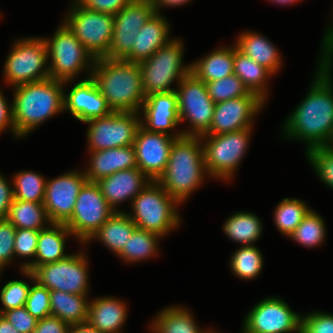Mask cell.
<instances>
[{
  "label": "cell",
  "instance_id": "1",
  "mask_svg": "<svg viewBox=\"0 0 333 333\" xmlns=\"http://www.w3.org/2000/svg\"><path fill=\"white\" fill-rule=\"evenodd\" d=\"M322 46L323 54L319 58L315 81L283 126L286 137L307 143L306 151L330 146L333 141V83L330 72L333 63V27L328 28Z\"/></svg>",
  "mask_w": 333,
  "mask_h": 333
},
{
  "label": "cell",
  "instance_id": "2",
  "mask_svg": "<svg viewBox=\"0 0 333 333\" xmlns=\"http://www.w3.org/2000/svg\"><path fill=\"white\" fill-rule=\"evenodd\" d=\"M90 77L108 106L116 112H139L145 101L139 63L124 59H95Z\"/></svg>",
  "mask_w": 333,
  "mask_h": 333
},
{
  "label": "cell",
  "instance_id": "3",
  "mask_svg": "<svg viewBox=\"0 0 333 333\" xmlns=\"http://www.w3.org/2000/svg\"><path fill=\"white\" fill-rule=\"evenodd\" d=\"M65 82L53 78L15 86L12 120L17 138L64 110Z\"/></svg>",
  "mask_w": 333,
  "mask_h": 333
},
{
  "label": "cell",
  "instance_id": "4",
  "mask_svg": "<svg viewBox=\"0 0 333 333\" xmlns=\"http://www.w3.org/2000/svg\"><path fill=\"white\" fill-rule=\"evenodd\" d=\"M200 136H182L172 144L168 164L157 180L178 203L202 184L206 174Z\"/></svg>",
  "mask_w": 333,
  "mask_h": 333
},
{
  "label": "cell",
  "instance_id": "5",
  "mask_svg": "<svg viewBox=\"0 0 333 333\" xmlns=\"http://www.w3.org/2000/svg\"><path fill=\"white\" fill-rule=\"evenodd\" d=\"M133 215L128 214L137 228L165 236L180 224L172 198L158 181H150L131 201Z\"/></svg>",
  "mask_w": 333,
  "mask_h": 333
},
{
  "label": "cell",
  "instance_id": "6",
  "mask_svg": "<svg viewBox=\"0 0 333 333\" xmlns=\"http://www.w3.org/2000/svg\"><path fill=\"white\" fill-rule=\"evenodd\" d=\"M183 42L172 39L167 45L159 48L148 59L141 61L143 89L145 97L153 93H169L175 91L171 84L177 80L179 83L186 75L191 73V64H182Z\"/></svg>",
  "mask_w": 333,
  "mask_h": 333
},
{
  "label": "cell",
  "instance_id": "7",
  "mask_svg": "<svg viewBox=\"0 0 333 333\" xmlns=\"http://www.w3.org/2000/svg\"><path fill=\"white\" fill-rule=\"evenodd\" d=\"M251 128L219 135L204 134V162L207 173L221 180H230L248 147Z\"/></svg>",
  "mask_w": 333,
  "mask_h": 333
},
{
  "label": "cell",
  "instance_id": "8",
  "mask_svg": "<svg viewBox=\"0 0 333 333\" xmlns=\"http://www.w3.org/2000/svg\"><path fill=\"white\" fill-rule=\"evenodd\" d=\"M72 4L63 23L94 59L107 58L113 38L114 15L85 9L75 0Z\"/></svg>",
  "mask_w": 333,
  "mask_h": 333
},
{
  "label": "cell",
  "instance_id": "9",
  "mask_svg": "<svg viewBox=\"0 0 333 333\" xmlns=\"http://www.w3.org/2000/svg\"><path fill=\"white\" fill-rule=\"evenodd\" d=\"M44 40L47 56L51 59L48 67L50 78L67 83L83 68H93L95 59L64 23L57 28L52 39Z\"/></svg>",
  "mask_w": 333,
  "mask_h": 333
},
{
  "label": "cell",
  "instance_id": "10",
  "mask_svg": "<svg viewBox=\"0 0 333 333\" xmlns=\"http://www.w3.org/2000/svg\"><path fill=\"white\" fill-rule=\"evenodd\" d=\"M47 61V45L44 38L16 40L5 61V81L15 87L50 78L48 66H45Z\"/></svg>",
  "mask_w": 333,
  "mask_h": 333
},
{
  "label": "cell",
  "instance_id": "11",
  "mask_svg": "<svg viewBox=\"0 0 333 333\" xmlns=\"http://www.w3.org/2000/svg\"><path fill=\"white\" fill-rule=\"evenodd\" d=\"M177 94L178 115L180 122L189 120V130L182 131L184 136H202L211 126L215 103L208 94L206 83L192 72L179 83Z\"/></svg>",
  "mask_w": 333,
  "mask_h": 333
},
{
  "label": "cell",
  "instance_id": "12",
  "mask_svg": "<svg viewBox=\"0 0 333 333\" xmlns=\"http://www.w3.org/2000/svg\"><path fill=\"white\" fill-rule=\"evenodd\" d=\"M115 213L96 182L86 181L76 199L71 218L65 223L81 243L89 242L95 232Z\"/></svg>",
  "mask_w": 333,
  "mask_h": 333
},
{
  "label": "cell",
  "instance_id": "13",
  "mask_svg": "<svg viewBox=\"0 0 333 333\" xmlns=\"http://www.w3.org/2000/svg\"><path fill=\"white\" fill-rule=\"evenodd\" d=\"M85 123L89 124V151H100L133 145L141 119L138 112L113 111L106 117L93 118Z\"/></svg>",
  "mask_w": 333,
  "mask_h": 333
},
{
  "label": "cell",
  "instance_id": "14",
  "mask_svg": "<svg viewBox=\"0 0 333 333\" xmlns=\"http://www.w3.org/2000/svg\"><path fill=\"white\" fill-rule=\"evenodd\" d=\"M85 254H68L62 260L37 266L35 280L50 291L59 290L76 295H88V268Z\"/></svg>",
  "mask_w": 333,
  "mask_h": 333
},
{
  "label": "cell",
  "instance_id": "15",
  "mask_svg": "<svg viewBox=\"0 0 333 333\" xmlns=\"http://www.w3.org/2000/svg\"><path fill=\"white\" fill-rule=\"evenodd\" d=\"M302 316L280 298L263 299L248 312L243 333H301Z\"/></svg>",
  "mask_w": 333,
  "mask_h": 333
},
{
  "label": "cell",
  "instance_id": "16",
  "mask_svg": "<svg viewBox=\"0 0 333 333\" xmlns=\"http://www.w3.org/2000/svg\"><path fill=\"white\" fill-rule=\"evenodd\" d=\"M156 13L150 1L132 0L114 15L113 38L107 53L108 59H125L131 52L136 35Z\"/></svg>",
  "mask_w": 333,
  "mask_h": 333
},
{
  "label": "cell",
  "instance_id": "17",
  "mask_svg": "<svg viewBox=\"0 0 333 333\" xmlns=\"http://www.w3.org/2000/svg\"><path fill=\"white\" fill-rule=\"evenodd\" d=\"M182 136V132L167 135L140 126L133 143L137 168L150 180L157 181L166 169L174 140Z\"/></svg>",
  "mask_w": 333,
  "mask_h": 333
},
{
  "label": "cell",
  "instance_id": "18",
  "mask_svg": "<svg viewBox=\"0 0 333 333\" xmlns=\"http://www.w3.org/2000/svg\"><path fill=\"white\" fill-rule=\"evenodd\" d=\"M86 181L83 171H69L46 180L43 205L50 223L65 224L71 218L76 199Z\"/></svg>",
  "mask_w": 333,
  "mask_h": 333
},
{
  "label": "cell",
  "instance_id": "19",
  "mask_svg": "<svg viewBox=\"0 0 333 333\" xmlns=\"http://www.w3.org/2000/svg\"><path fill=\"white\" fill-rule=\"evenodd\" d=\"M265 101L255 93L215 104L211 126L205 134L219 135L252 127V119Z\"/></svg>",
  "mask_w": 333,
  "mask_h": 333
},
{
  "label": "cell",
  "instance_id": "20",
  "mask_svg": "<svg viewBox=\"0 0 333 333\" xmlns=\"http://www.w3.org/2000/svg\"><path fill=\"white\" fill-rule=\"evenodd\" d=\"M64 110L82 122L113 112L91 77L77 82L67 95L64 94Z\"/></svg>",
  "mask_w": 333,
  "mask_h": 333
},
{
  "label": "cell",
  "instance_id": "21",
  "mask_svg": "<svg viewBox=\"0 0 333 333\" xmlns=\"http://www.w3.org/2000/svg\"><path fill=\"white\" fill-rule=\"evenodd\" d=\"M141 109L145 117V122L141 118V126L147 131L173 135L167 130L175 128L180 123L175 91L150 94L145 97Z\"/></svg>",
  "mask_w": 333,
  "mask_h": 333
},
{
  "label": "cell",
  "instance_id": "22",
  "mask_svg": "<svg viewBox=\"0 0 333 333\" xmlns=\"http://www.w3.org/2000/svg\"><path fill=\"white\" fill-rule=\"evenodd\" d=\"M150 181L138 168H129L115 172L96 183L110 207L118 212L117 204L129 199L133 201Z\"/></svg>",
  "mask_w": 333,
  "mask_h": 333
},
{
  "label": "cell",
  "instance_id": "23",
  "mask_svg": "<svg viewBox=\"0 0 333 333\" xmlns=\"http://www.w3.org/2000/svg\"><path fill=\"white\" fill-rule=\"evenodd\" d=\"M89 152L91 163L84 171L87 181L97 182L115 172L137 168L133 145Z\"/></svg>",
  "mask_w": 333,
  "mask_h": 333
},
{
  "label": "cell",
  "instance_id": "24",
  "mask_svg": "<svg viewBox=\"0 0 333 333\" xmlns=\"http://www.w3.org/2000/svg\"><path fill=\"white\" fill-rule=\"evenodd\" d=\"M169 28L166 18L164 19L160 13H155L139 30L131 52L124 60L140 63L148 59L159 48L164 47L171 41Z\"/></svg>",
  "mask_w": 333,
  "mask_h": 333
},
{
  "label": "cell",
  "instance_id": "25",
  "mask_svg": "<svg viewBox=\"0 0 333 333\" xmlns=\"http://www.w3.org/2000/svg\"><path fill=\"white\" fill-rule=\"evenodd\" d=\"M40 230L36 248V259L21 266L22 270L33 271L37 266L53 263L66 258L65 238L73 234L65 224L51 223Z\"/></svg>",
  "mask_w": 333,
  "mask_h": 333
},
{
  "label": "cell",
  "instance_id": "26",
  "mask_svg": "<svg viewBox=\"0 0 333 333\" xmlns=\"http://www.w3.org/2000/svg\"><path fill=\"white\" fill-rule=\"evenodd\" d=\"M126 317V305L117 298L107 296L89 302L87 321L101 333H120Z\"/></svg>",
  "mask_w": 333,
  "mask_h": 333
},
{
  "label": "cell",
  "instance_id": "27",
  "mask_svg": "<svg viewBox=\"0 0 333 333\" xmlns=\"http://www.w3.org/2000/svg\"><path fill=\"white\" fill-rule=\"evenodd\" d=\"M191 72L204 83L234 74V46L212 51L191 64Z\"/></svg>",
  "mask_w": 333,
  "mask_h": 333
},
{
  "label": "cell",
  "instance_id": "28",
  "mask_svg": "<svg viewBox=\"0 0 333 333\" xmlns=\"http://www.w3.org/2000/svg\"><path fill=\"white\" fill-rule=\"evenodd\" d=\"M236 47L258 64L276 73L281 67V57L275 46L265 37L254 32L240 34Z\"/></svg>",
  "mask_w": 333,
  "mask_h": 333
},
{
  "label": "cell",
  "instance_id": "29",
  "mask_svg": "<svg viewBox=\"0 0 333 333\" xmlns=\"http://www.w3.org/2000/svg\"><path fill=\"white\" fill-rule=\"evenodd\" d=\"M234 74L241 79L249 92L255 93L266 101L268 88L265 84L273 73L241 52L236 45L234 46Z\"/></svg>",
  "mask_w": 333,
  "mask_h": 333
},
{
  "label": "cell",
  "instance_id": "30",
  "mask_svg": "<svg viewBox=\"0 0 333 333\" xmlns=\"http://www.w3.org/2000/svg\"><path fill=\"white\" fill-rule=\"evenodd\" d=\"M136 225L126 212H115L89 239L102 241L111 251L119 254L126 245Z\"/></svg>",
  "mask_w": 333,
  "mask_h": 333
},
{
  "label": "cell",
  "instance_id": "31",
  "mask_svg": "<svg viewBox=\"0 0 333 333\" xmlns=\"http://www.w3.org/2000/svg\"><path fill=\"white\" fill-rule=\"evenodd\" d=\"M86 295H76L59 290L50 291L51 316L69 325L86 322L89 301Z\"/></svg>",
  "mask_w": 333,
  "mask_h": 333
},
{
  "label": "cell",
  "instance_id": "32",
  "mask_svg": "<svg viewBox=\"0 0 333 333\" xmlns=\"http://www.w3.org/2000/svg\"><path fill=\"white\" fill-rule=\"evenodd\" d=\"M151 324L155 333H213L203 332L196 324L194 316L184 307H167L157 314Z\"/></svg>",
  "mask_w": 333,
  "mask_h": 333
},
{
  "label": "cell",
  "instance_id": "33",
  "mask_svg": "<svg viewBox=\"0 0 333 333\" xmlns=\"http://www.w3.org/2000/svg\"><path fill=\"white\" fill-rule=\"evenodd\" d=\"M6 219L16 229H31L40 231L47 227L45 224H51L47 216L43 203L22 201L14 199ZM45 221H47L45 223Z\"/></svg>",
  "mask_w": 333,
  "mask_h": 333
},
{
  "label": "cell",
  "instance_id": "34",
  "mask_svg": "<svg viewBox=\"0 0 333 333\" xmlns=\"http://www.w3.org/2000/svg\"><path fill=\"white\" fill-rule=\"evenodd\" d=\"M258 216L249 212H237L224 223L225 234L242 246L253 245L261 236L262 225Z\"/></svg>",
  "mask_w": 333,
  "mask_h": 333
},
{
  "label": "cell",
  "instance_id": "35",
  "mask_svg": "<svg viewBox=\"0 0 333 333\" xmlns=\"http://www.w3.org/2000/svg\"><path fill=\"white\" fill-rule=\"evenodd\" d=\"M161 236L136 228L118 256L126 262L148 260L157 254V242Z\"/></svg>",
  "mask_w": 333,
  "mask_h": 333
},
{
  "label": "cell",
  "instance_id": "36",
  "mask_svg": "<svg viewBox=\"0 0 333 333\" xmlns=\"http://www.w3.org/2000/svg\"><path fill=\"white\" fill-rule=\"evenodd\" d=\"M310 210L301 200L284 198L276 207L275 225L282 234L289 237Z\"/></svg>",
  "mask_w": 333,
  "mask_h": 333
},
{
  "label": "cell",
  "instance_id": "37",
  "mask_svg": "<svg viewBox=\"0 0 333 333\" xmlns=\"http://www.w3.org/2000/svg\"><path fill=\"white\" fill-rule=\"evenodd\" d=\"M14 199L43 203L46 181L45 178L33 171H21L14 176Z\"/></svg>",
  "mask_w": 333,
  "mask_h": 333
},
{
  "label": "cell",
  "instance_id": "38",
  "mask_svg": "<svg viewBox=\"0 0 333 333\" xmlns=\"http://www.w3.org/2000/svg\"><path fill=\"white\" fill-rule=\"evenodd\" d=\"M230 261L233 273L246 280L257 277L263 267L262 254L254 245L240 247Z\"/></svg>",
  "mask_w": 333,
  "mask_h": 333
},
{
  "label": "cell",
  "instance_id": "39",
  "mask_svg": "<svg viewBox=\"0 0 333 333\" xmlns=\"http://www.w3.org/2000/svg\"><path fill=\"white\" fill-rule=\"evenodd\" d=\"M325 223L321 216L314 210L302 219L300 225L289 236L302 246L311 248L320 245L325 239Z\"/></svg>",
  "mask_w": 333,
  "mask_h": 333
},
{
  "label": "cell",
  "instance_id": "40",
  "mask_svg": "<svg viewBox=\"0 0 333 333\" xmlns=\"http://www.w3.org/2000/svg\"><path fill=\"white\" fill-rule=\"evenodd\" d=\"M208 94L214 103L247 96L250 92L241 79L232 74L222 79L206 83Z\"/></svg>",
  "mask_w": 333,
  "mask_h": 333
},
{
  "label": "cell",
  "instance_id": "41",
  "mask_svg": "<svg viewBox=\"0 0 333 333\" xmlns=\"http://www.w3.org/2000/svg\"><path fill=\"white\" fill-rule=\"evenodd\" d=\"M26 277L34 281V285L30 287L25 307L27 311L37 320L51 316L50 308V290L40 285L29 270H22Z\"/></svg>",
  "mask_w": 333,
  "mask_h": 333
},
{
  "label": "cell",
  "instance_id": "42",
  "mask_svg": "<svg viewBox=\"0 0 333 333\" xmlns=\"http://www.w3.org/2000/svg\"><path fill=\"white\" fill-rule=\"evenodd\" d=\"M306 157L320 179L333 189V148L321 146L306 151Z\"/></svg>",
  "mask_w": 333,
  "mask_h": 333
},
{
  "label": "cell",
  "instance_id": "43",
  "mask_svg": "<svg viewBox=\"0 0 333 333\" xmlns=\"http://www.w3.org/2000/svg\"><path fill=\"white\" fill-rule=\"evenodd\" d=\"M30 287L28 283L22 280H13L6 283L0 292V300L4 306V309H0V313L25 306Z\"/></svg>",
  "mask_w": 333,
  "mask_h": 333
},
{
  "label": "cell",
  "instance_id": "44",
  "mask_svg": "<svg viewBox=\"0 0 333 333\" xmlns=\"http://www.w3.org/2000/svg\"><path fill=\"white\" fill-rule=\"evenodd\" d=\"M16 228L6 219L0 218V273L14 258Z\"/></svg>",
  "mask_w": 333,
  "mask_h": 333
},
{
  "label": "cell",
  "instance_id": "45",
  "mask_svg": "<svg viewBox=\"0 0 333 333\" xmlns=\"http://www.w3.org/2000/svg\"><path fill=\"white\" fill-rule=\"evenodd\" d=\"M40 231L16 229L14 255L36 258V248Z\"/></svg>",
  "mask_w": 333,
  "mask_h": 333
},
{
  "label": "cell",
  "instance_id": "46",
  "mask_svg": "<svg viewBox=\"0 0 333 333\" xmlns=\"http://www.w3.org/2000/svg\"><path fill=\"white\" fill-rule=\"evenodd\" d=\"M301 333H333V314L314 312L302 316Z\"/></svg>",
  "mask_w": 333,
  "mask_h": 333
},
{
  "label": "cell",
  "instance_id": "47",
  "mask_svg": "<svg viewBox=\"0 0 333 333\" xmlns=\"http://www.w3.org/2000/svg\"><path fill=\"white\" fill-rule=\"evenodd\" d=\"M2 315L19 333H33L38 322L25 306L4 311Z\"/></svg>",
  "mask_w": 333,
  "mask_h": 333
},
{
  "label": "cell",
  "instance_id": "48",
  "mask_svg": "<svg viewBox=\"0 0 333 333\" xmlns=\"http://www.w3.org/2000/svg\"><path fill=\"white\" fill-rule=\"evenodd\" d=\"M85 9L115 15L132 0H75Z\"/></svg>",
  "mask_w": 333,
  "mask_h": 333
},
{
  "label": "cell",
  "instance_id": "49",
  "mask_svg": "<svg viewBox=\"0 0 333 333\" xmlns=\"http://www.w3.org/2000/svg\"><path fill=\"white\" fill-rule=\"evenodd\" d=\"M69 326L58 317L48 316L38 320L33 333H68Z\"/></svg>",
  "mask_w": 333,
  "mask_h": 333
},
{
  "label": "cell",
  "instance_id": "50",
  "mask_svg": "<svg viewBox=\"0 0 333 333\" xmlns=\"http://www.w3.org/2000/svg\"><path fill=\"white\" fill-rule=\"evenodd\" d=\"M11 187L4 176L0 174V218L8 216L11 203L14 200V190Z\"/></svg>",
  "mask_w": 333,
  "mask_h": 333
},
{
  "label": "cell",
  "instance_id": "51",
  "mask_svg": "<svg viewBox=\"0 0 333 333\" xmlns=\"http://www.w3.org/2000/svg\"><path fill=\"white\" fill-rule=\"evenodd\" d=\"M7 127L15 133L12 120V106H8L6 98L0 91V133L6 130Z\"/></svg>",
  "mask_w": 333,
  "mask_h": 333
},
{
  "label": "cell",
  "instance_id": "52",
  "mask_svg": "<svg viewBox=\"0 0 333 333\" xmlns=\"http://www.w3.org/2000/svg\"><path fill=\"white\" fill-rule=\"evenodd\" d=\"M68 333H101L93 327L88 321L69 326Z\"/></svg>",
  "mask_w": 333,
  "mask_h": 333
},
{
  "label": "cell",
  "instance_id": "53",
  "mask_svg": "<svg viewBox=\"0 0 333 333\" xmlns=\"http://www.w3.org/2000/svg\"><path fill=\"white\" fill-rule=\"evenodd\" d=\"M190 2L189 0H154L152 3L156 9V13H159V9L163 6H178Z\"/></svg>",
  "mask_w": 333,
  "mask_h": 333
},
{
  "label": "cell",
  "instance_id": "54",
  "mask_svg": "<svg viewBox=\"0 0 333 333\" xmlns=\"http://www.w3.org/2000/svg\"><path fill=\"white\" fill-rule=\"evenodd\" d=\"M0 333H19L2 314H0Z\"/></svg>",
  "mask_w": 333,
  "mask_h": 333
},
{
  "label": "cell",
  "instance_id": "55",
  "mask_svg": "<svg viewBox=\"0 0 333 333\" xmlns=\"http://www.w3.org/2000/svg\"><path fill=\"white\" fill-rule=\"evenodd\" d=\"M272 2H275L277 4H292V3H295V2H298L299 0H270Z\"/></svg>",
  "mask_w": 333,
  "mask_h": 333
},
{
  "label": "cell",
  "instance_id": "56",
  "mask_svg": "<svg viewBox=\"0 0 333 333\" xmlns=\"http://www.w3.org/2000/svg\"><path fill=\"white\" fill-rule=\"evenodd\" d=\"M137 1H150V2H153L154 0H137Z\"/></svg>",
  "mask_w": 333,
  "mask_h": 333
}]
</instances>
